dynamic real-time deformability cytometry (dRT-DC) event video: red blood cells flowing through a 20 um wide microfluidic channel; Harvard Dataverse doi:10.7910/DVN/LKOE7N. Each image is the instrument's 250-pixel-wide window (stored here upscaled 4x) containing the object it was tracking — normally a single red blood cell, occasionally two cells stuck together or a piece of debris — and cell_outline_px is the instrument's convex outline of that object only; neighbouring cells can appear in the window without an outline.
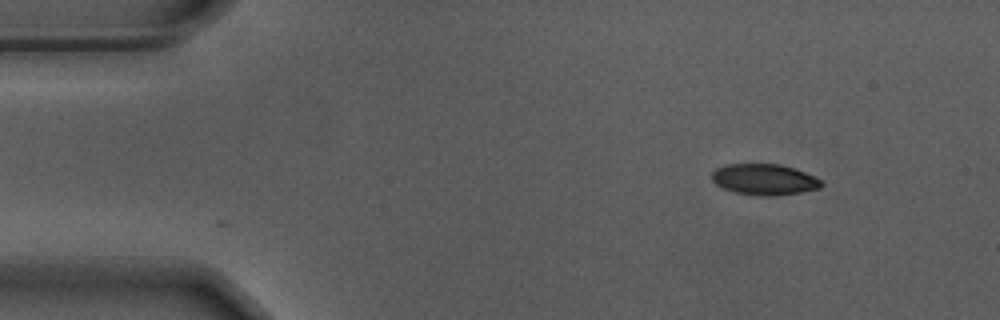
{"species": "Egyptian fruit bat (a non-hibernating species)", "species_latin": "Rousettus aegyptiacus", "temperature_condition": "warm", "stored_images_in_passage": 15, "camera_frame_rate_fps": 3000, "um_per_image_px": 0.085, "animal": {"sex": "male"}, "frame": {"image": 1, "passage_image": 1, "time_ms": 0.0, "image_size_px": [1000, 320], "cell_outline_px": [[824, 184], [820, 188], [800, 192], [776, 196], [760, 196], [736, 192], [724, 188], [716, 184], [712, 180], [712, 172], [716, 168], [724, 164], [780, 164], [804, 172], [820, 180]], "centroid_in_image_um": [64.94, 15.25], "position_along_channel_um": 20.1, "area_um2": 19.65}}
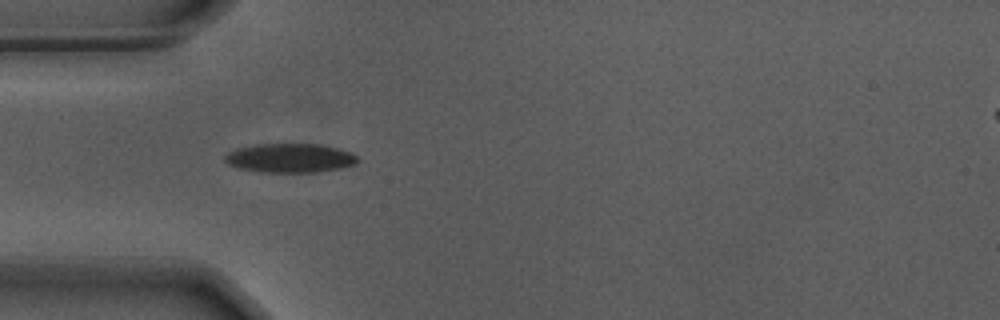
{"frame": {"image": 2, "passage_image": 11, "time_ms": 3.333, "image_size_px": [1000, 320], "cell_outline_px": [[360, 160], [356, 164], [340, 168], [316, 172], [260, 172], [236, 168], [228, 164], [224, 160], [224, 156], [228, 152], [236, 148], [256, 144], [320, 144], [352, 152]], "centroid_in_image_um": [24.63, 13.43], "position_along_channel_um": 60.4, "area_um2": 22.66}}